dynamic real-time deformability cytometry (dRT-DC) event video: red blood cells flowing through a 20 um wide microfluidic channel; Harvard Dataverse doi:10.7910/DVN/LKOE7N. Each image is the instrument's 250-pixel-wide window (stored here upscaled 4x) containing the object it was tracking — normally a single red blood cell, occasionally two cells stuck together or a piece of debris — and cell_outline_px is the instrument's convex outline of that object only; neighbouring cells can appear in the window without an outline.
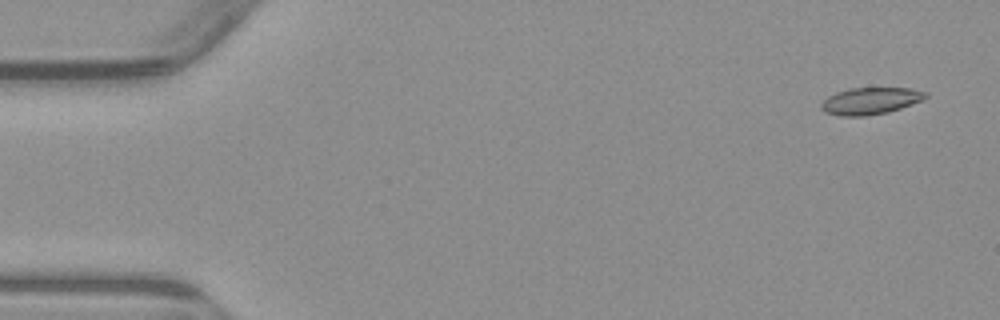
{"species": "common noctule bat (a hibernating species)", "species_latin": "Nyctalus noctula", "temperature_condition": "warm", "stored_images_in_passage": 6, "camera_frame_rate_fps": 3000, "um_per_image_px": 0.085, "animal": {"sex": "male", "body_mass_g": 23.1, "forearm_length_mm": 52.7}, "frame": {"image": 1, "passage_image": 1, "time_ms": 0.0, "image_size_px": [1000, 320], "cell_outline_px": [[928, 96], [920, 100], [900, 108], [888, 112], [864, 116], [840, 116], [824, 112], [820, 108], [820, 104], [828, 96], [836, 92], [848, 88], [912, 88], [928, 92]], "centroid_in_image_um": [73.95, 8.57], "position_along_channel_um": 11.1, "area_um2": 16.36}}
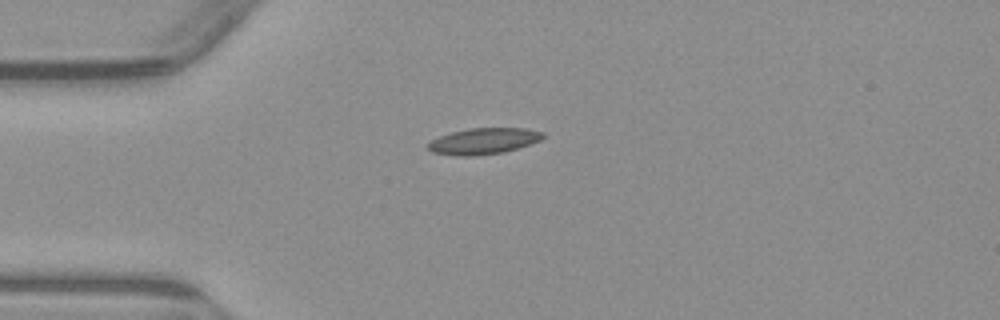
{"frame": {"image": 2, "passage_image": 4, "time_ms": 3.667, "image_size_px": [1000, 320], "cell_outline_px": [[544, 136], [540, 140], [504, 152], [472, 156], [456, 156], [432, 152], [428, 148], [428, 144], [432, 140], [440, 136], [452, 132], [468, 128], [524, 128], [544, 132]], "centroid_in_image_um": [41.09, 11.99], "position_along_channel_um": 43.9, "area_um2": 17.34}}
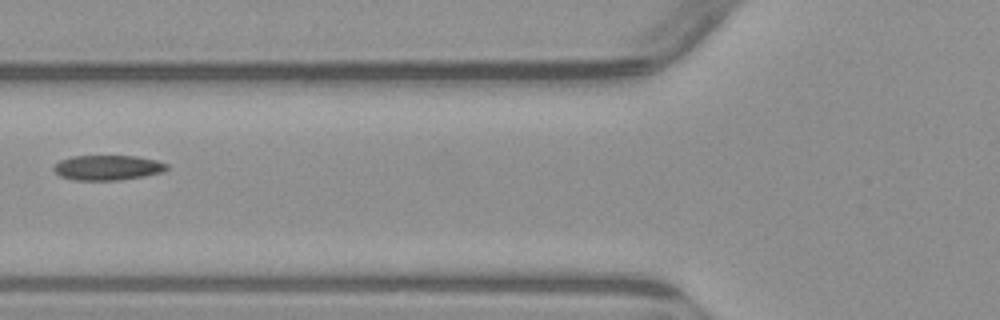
{"frame": {"image": 3, "passage_image": 6, "time_ms": 6.0, "image_size_px": [1000, 320], "cell_outline_px": [[168, 168], [164, 172], [144, 176], [120, 180], [72, 180], [60, 176], [52, 168], [60, 160], [72, 156], [136, 156], [156, 160], [168, 164]], "centroid_in_image_um": [9.16, 14.25], "position_along_channel_um": 116.6, "area_um2": 16.53}}